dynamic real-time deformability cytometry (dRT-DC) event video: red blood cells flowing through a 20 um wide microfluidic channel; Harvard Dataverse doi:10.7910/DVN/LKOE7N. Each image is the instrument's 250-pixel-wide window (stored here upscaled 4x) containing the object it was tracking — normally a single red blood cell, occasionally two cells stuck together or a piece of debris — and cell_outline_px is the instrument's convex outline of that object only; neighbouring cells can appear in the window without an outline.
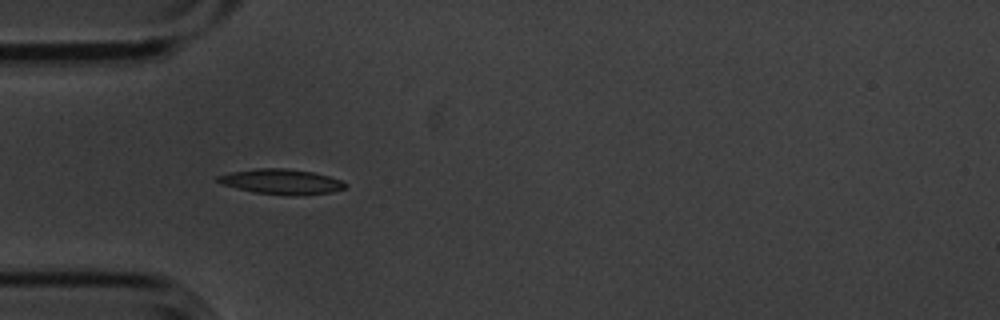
{"species": "common noctule bat (a hibernating species)", "species_latin": "Nyctalus noctula", "temperature_condition": "cold", "stored_images_in_passage": 6, "camera_frame_rate_fps": 3000, "um_per_image_px": 0.085, "animal": {"sex": "male", "body_mass_g": 20.1, "forearm_length_mm": 53.5}, "frame": {"image": 1, "passage_image": 3, "time_ms": 0.667, "image_size_px": [1000, 320], "cell_outline_px": [[348, 184], [344, 188], [332, 192], [252, 192], [236, 188], [224, 184], [216, 180], [216, 176], [228, 172], [256, 168], [284, 168], [312, 172], [328, 176], [340, 180]], "centroid_in_image_um": [23.83, 15.37], "position_along_channel_um": 61.2, "area_um2": 17.51}}
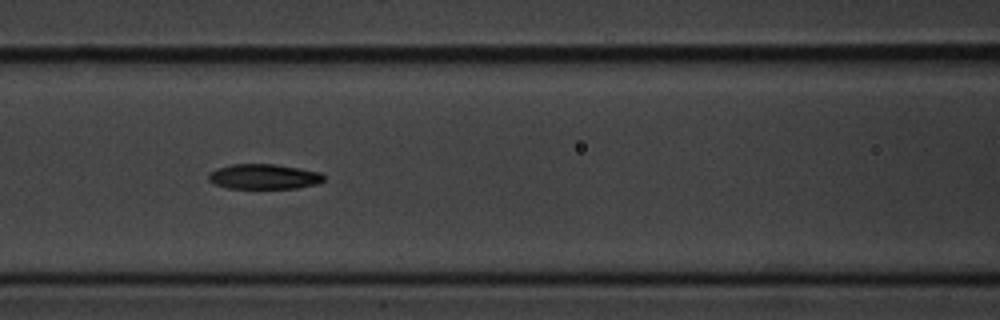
{"frame": {"image": 2, "passage_image": 5, "time_ms": 1.333, "image_size_px": [1000, 320], "cell_outline_px": [[324, 180], [320, 184], [296, 188], [228, 188], [216, 184], [208, 180], [208, 176], [212, 172], [220, 168], [232, 164], [276, 164], [300, 168], [320, 172], [324, 176]], "centroid_in_image_um": [22.5, 15.01], "position_along_channel_um": 144.1, "area_um2": 16.76}}
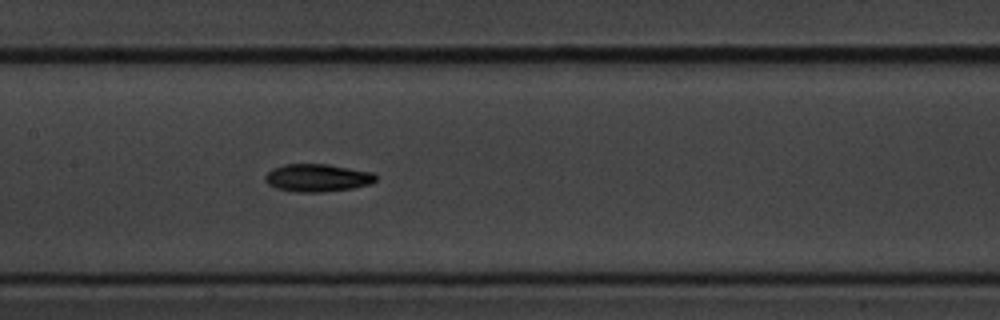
{"frame": {"image": 3, "passage_image": 6, "time_ms": 1.667, "image_size_px": [1000, 320], "cell_outline_px": [[376, 180], [372, 184], [352, 188], [320, 192], [296, 192], [276, 188], [268, 184], [264, 180], [264, 176], [272, 168], [284, 164], [328, 164], [372, 172], [376, 176]], "centroid_in_image_um": [26.96, 15.11], "position_along_channel_um": 180.4, "area_um2": 17.92}}